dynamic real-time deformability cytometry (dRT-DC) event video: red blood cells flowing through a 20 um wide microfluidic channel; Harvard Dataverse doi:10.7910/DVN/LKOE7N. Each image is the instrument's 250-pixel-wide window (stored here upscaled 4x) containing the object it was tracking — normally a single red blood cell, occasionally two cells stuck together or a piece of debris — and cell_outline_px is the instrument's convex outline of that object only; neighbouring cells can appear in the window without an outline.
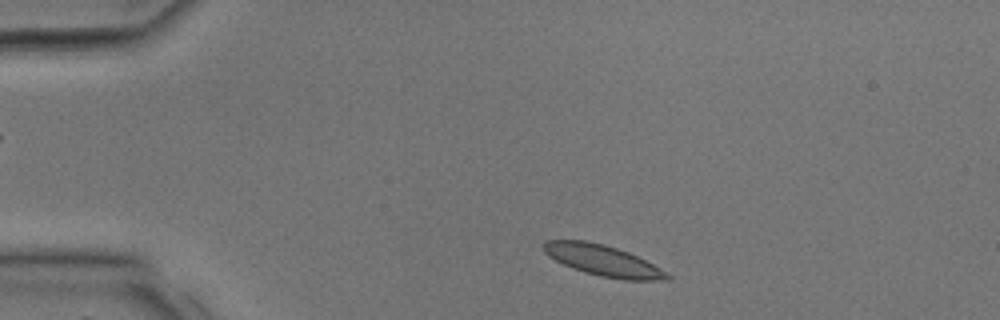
{"species": "common noctule bat (a hibernating species)", "species_latin": "Nyctalus noctula", "temperature_condition": "room temperature", "stored_images_in_passage": 14, "camera_frame_rate_fps": 3000, "um_per_image_px": 0.085, "animal": {"sex": "male", "body_mass_g": 17.9, "forearm_length_mm": 54.2}, "frame": {"image": 1, "passage_image": 2, "time_ms": 0.333, "image_size_px": [1000, 320], "cell_outline_px": [[672, 280], [624, 280], [600, 276], [584, 272], [572, 268], [548, 256], [544, 252], [544, 240], [584, 240], [604, 244], [628, 252], [668, 272], [672, 276]], "centroid_in_image_um": [51.27, 22.15], "position_along_channel_um": 33.7, "area_um2": 22.2}}
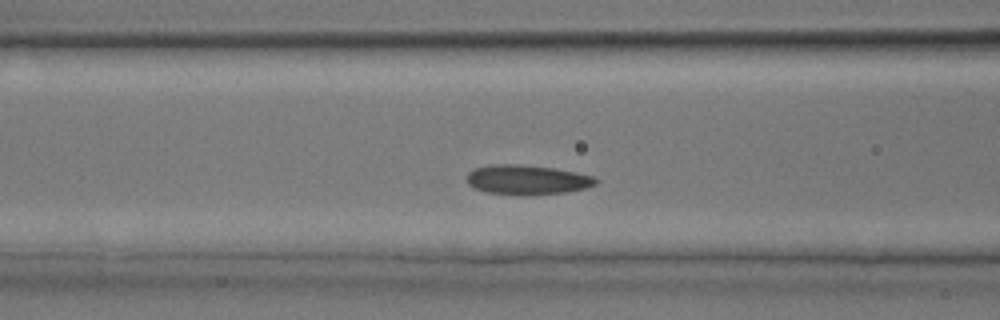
{"frame": {"image": 2, "passage_image": 9, "time_ms": 2.667, "image_size_px": [1000, 320], "cell_outline_px": [[600, 180], [596, 184], [584, 188], [568, 192], [524, 196], [520, 196], [488, 192], [476, 188], [468, 184], [468, 172], [472, 168], [492, 164], [520, 164], [556, 168], [576, 172], [592, 176]], "centroid_in_image_um": [44.81, 15.28], "position_along_channel_um": 121.8, "area_um2": 22.54}}
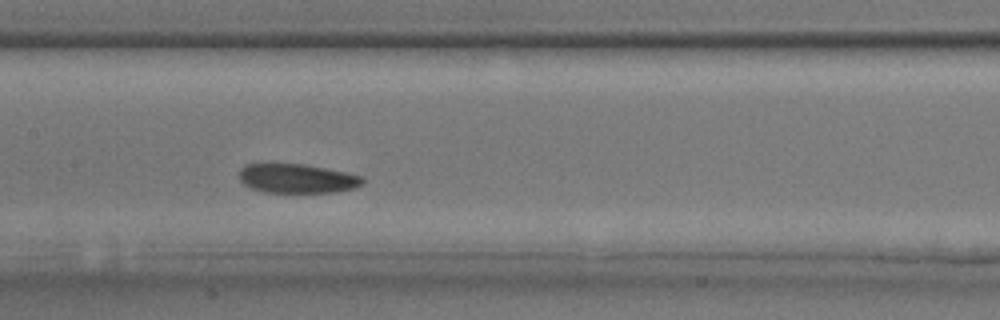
{"frame": {"image": 3, "passage_image": 12, "time_ms": 3.667, "image_size_px": [1000, 320], "cell_outline_px": [[364, 184], [356, 188], [332, 192], [264, 192], [252, 188], [244, 184], [240, 180], [240, 168], [244, 164], [304, 164], [364, 176]], "centroid_in_image_um": [25.27, 15.17], "position_along_channel_um": 182.1, "area_um2": 20.92}}